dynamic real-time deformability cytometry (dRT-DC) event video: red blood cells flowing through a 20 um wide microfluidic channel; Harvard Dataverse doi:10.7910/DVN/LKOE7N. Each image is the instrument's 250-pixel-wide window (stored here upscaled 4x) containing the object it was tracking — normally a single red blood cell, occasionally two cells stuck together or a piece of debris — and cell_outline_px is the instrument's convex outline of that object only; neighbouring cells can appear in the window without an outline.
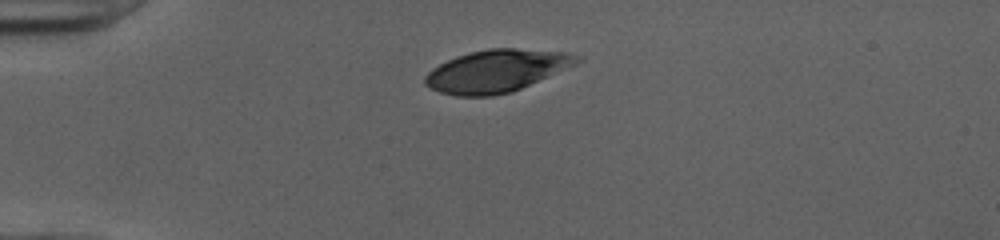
{"species": "human", "species_latin": "Homo sapiens", "temperature_condition": "cold", "stored_images_in_passage": 39, "camera_frame_rate_fps": 3000, "um_per_image_px": 0.085, "donor": {"sex": "female"}, "frame": {"image": 1, "passage_image": 1, "time_ms": 0.0, "image_size_px": [1000, 240], "cell_outline_px": [[584, 60], [576, 64], [512, 92], [492, 96], [456, 96], [440, 92], [424, 84], [424, 76], [432, 68], [456, 56], [468, 52], [488, 48], [516, 48], [564, 52], [580, 56]], "centroid_in_image_um": [42.19, 6.02], "position_along_channel_um": 42.8, "area_um2": 37.45}}
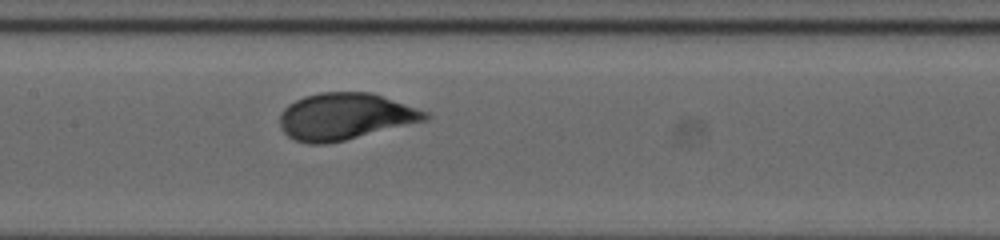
{"frame": {"image": 2, "passage_image": 14, "time_ms": 4.333, "image_size_px": [1000, 240], "cell_outline_px": [[432, 116], [428, 120], [328, 144], [308, 144], [296, 140], [288, 136], [280, 128], [280, 112], [288, 104], [304, 96], [320, 92], [372, 92], [428, 112]], "centroid_in_image_um": [29.32, 9.9], "position_along_channel_um": 178.1, "area_um2": 39.71}}
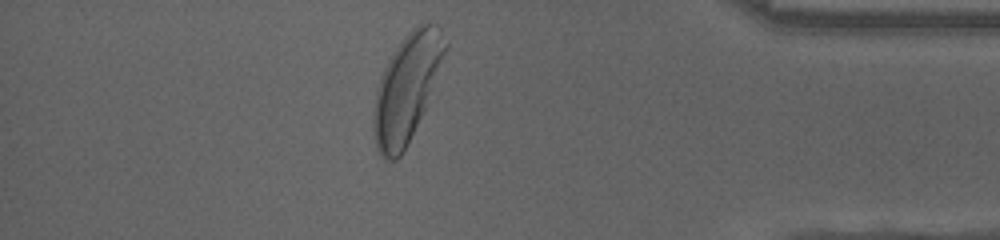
{"frame": {"image": 3, "passage_image": 33, "time_ms": 10.667, "image_size_px": [1000, 240], "cell_outline_px": [[448, 44], [424, 108], [400, 156], [396, 160], [384, 160], [380, 156], [376, 148], [372, 128], [372, 108], [376, 88], [380, 76], [388, 60], [404, 36], [412, 28], [424, 20], [436, 24], [440, 28]], "centroid_in_image_um": [34.51, 7.45], "position_along_channel_um": 400.7, "area_um2": 44.1}, "authors_computed_cell_mechanics": {"area_um2": 39.5352, "velocity_mm_per_s": 3.9633, "shape_relaxation_time_tau1_ms": 1.9832, "shape_relaxation_time_tau2_ms": null, "deformation_change_tau1": 0.1517, "deformation_change_tau2": null}}